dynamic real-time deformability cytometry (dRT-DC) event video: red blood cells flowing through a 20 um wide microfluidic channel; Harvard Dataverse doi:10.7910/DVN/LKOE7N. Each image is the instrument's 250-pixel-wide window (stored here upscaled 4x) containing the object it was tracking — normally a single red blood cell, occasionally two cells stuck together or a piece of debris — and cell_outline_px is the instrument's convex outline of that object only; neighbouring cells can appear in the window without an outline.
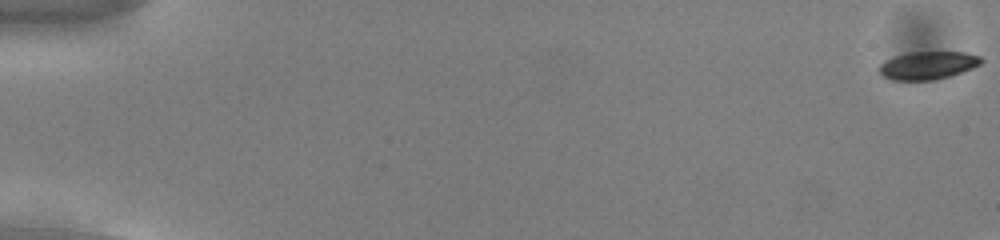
{"species": "common noctule bat (a hibernating species)", "species_latin": "Nyctalus noctula", "temperature_condition": "cold", "stored_images_in_passage": 16, "camera_frame_rate_fps": 3000, "um_per_image_px": 0.085, "animal": {"sex": "male", "body_mass_g": 13.0, "forearm_length_mm": 53.1}, "frame": {"image": 1, "passage_image": 1, "time_ms": 0.0, "image_size_px": [1000, 240], "cell_outline_px": [[984, 60], [980, 64], [972, 68], [936, 80], [892, 80], [884, 76], [880, 72], [880, 64], [884, 60], [892, 56], [908, 52], [964, 52], [980, 56]], "centroid_in_image_um": [78.85, 5.54], "position_along_channel_um": 6.2, "area_um2": 16.59}}